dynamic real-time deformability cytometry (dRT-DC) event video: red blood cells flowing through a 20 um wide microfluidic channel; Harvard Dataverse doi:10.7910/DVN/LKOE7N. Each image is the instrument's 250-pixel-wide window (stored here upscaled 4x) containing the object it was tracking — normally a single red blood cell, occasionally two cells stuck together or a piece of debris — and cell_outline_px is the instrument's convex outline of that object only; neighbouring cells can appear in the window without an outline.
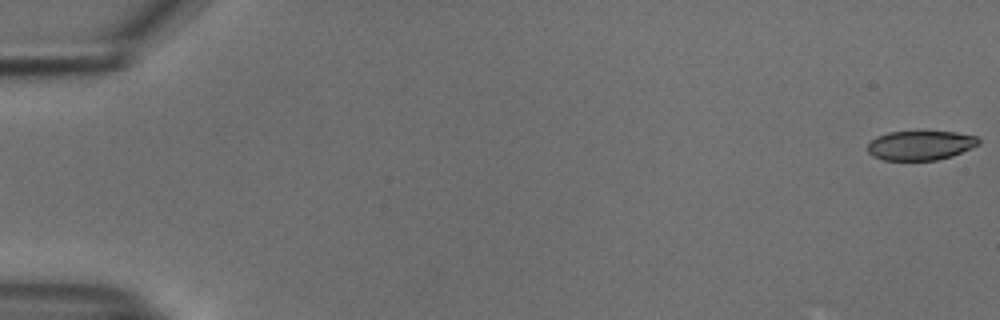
{"species": "common noctule bat (a hibernating species)", "species_latin": "Nyctalus noctula", "temperature_condition": "cold", "stored_images_in_passage": 55, "camera_frame_rate_fps": 3000, "um_per_image_px": 0.085, "animal": {"sex": "male", "body_mass_g": 18.8}, "frame": {"image": 1, "passage_image": 1, "time_ms": 0.0, "image_size_px": [1000, 320], "cell_outline_px": [[980, 144], [972, 148], [952, 156], [936, 160], [884, 160], [872, 156], [868, 152], [868, 144], [876, 136], [888, 132], [956, 132], [976, 136], [980, 140]], "centroid_in_image_um": [78.24, 12.36], "position_along_channel_um": 6.8, "area_um2": 19.02}}
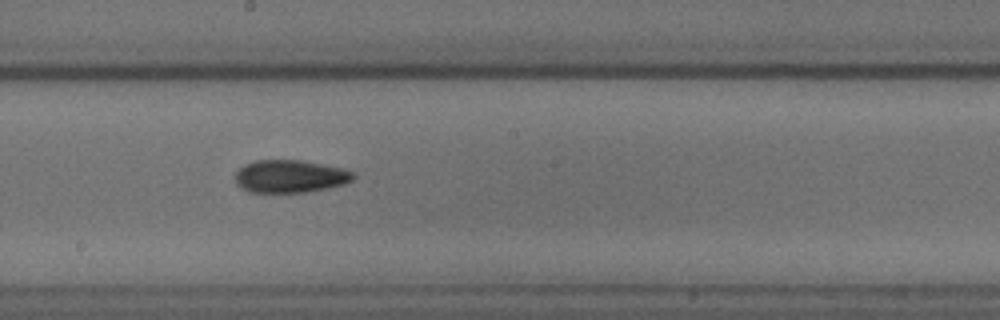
{"frame": {"image": 2, "passage_image": 31, "time_ms": 10.0, "image_size_px": [1000, 320], "cell_outline_px": [[356, 176], [352, 180], [344, 184], [308, 192], [248, 192], [240, 188], [236, 184], [236, 172], [244, 164], [256, 160], [300, 160], [340, 168], [352, 172]], "centroid_in_image_um": [24.62, 14.99], "position_along_channel_um": 223.6, "area_um2": 22.37}}
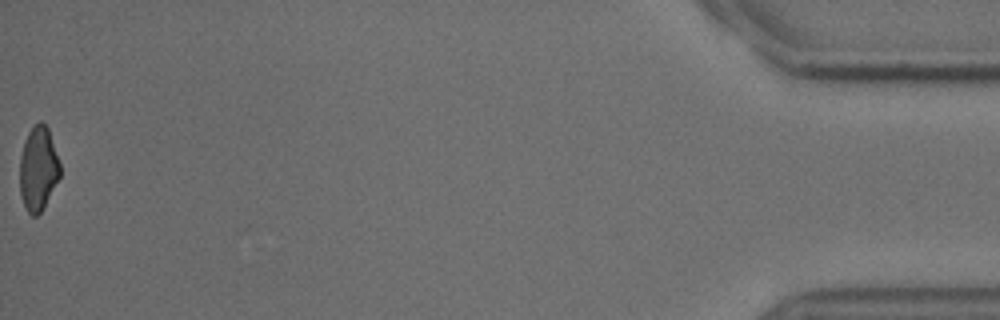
{"frame": {"image": 3, "passage_image": 55, "time_ms": 18.0, "image_size_px": [1000, 320], "cell_outline_px": [[60, 176], [40, 212], [36, 216], [32, 216], [28, 212], [20, 196], [20, 156], [24, 140], [28, 132], [40, 120], [48, 128], [60, 164]], "centroid_in_image_um": [3.23, 14.32], "position_along_channel_um": 432.0, "area_um2": 19.48}, "authors_computed_cell_mechanics": {"area_um2": 21.5016, "velocity_mm_per_s": 3.7492, "shape_relaxation_time_tau1_ms": 6.2081, "shape_relaxation_time_tau2_ms": 4.8453, "deformation_change_tau1": 0.1407, "deformation_change_tau2": 0.1136}}